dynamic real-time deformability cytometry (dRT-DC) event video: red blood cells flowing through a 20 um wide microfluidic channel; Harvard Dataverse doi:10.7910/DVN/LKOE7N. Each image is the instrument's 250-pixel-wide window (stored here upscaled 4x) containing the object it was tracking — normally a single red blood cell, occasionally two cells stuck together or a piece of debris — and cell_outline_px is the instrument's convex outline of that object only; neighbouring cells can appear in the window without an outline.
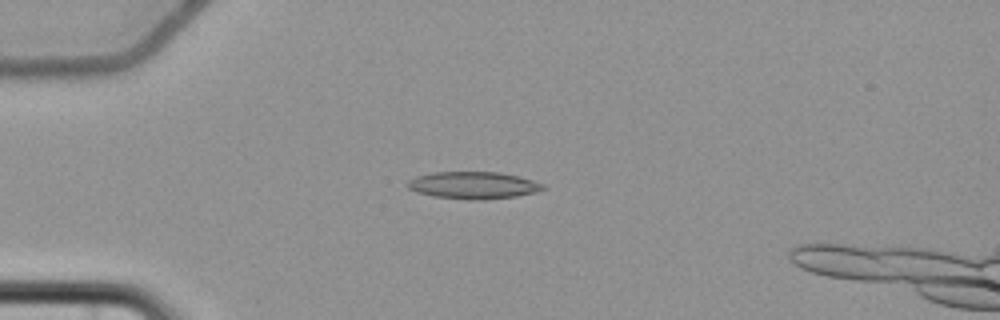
{"species": "common noctule bat (a hibernating species)", "species_latin": "Nyctalus noctula", "temperature_condition": "cold", "stored_images_in_passage": 6, "camera_frame_rate_fps": 3000, "um_per_image_px": 0.085, "animal": {"sex": "female", "body_mass_g": 22.7, "forearm_length_mm": 54.2}, "frame": {"image": 1, "passage_image": 3, "time_ms": 2.333, "image_size_px": [1000, 320], "cell_outline_px": [[548, 188], [536, 192], [516, 196], [484, 200], [472, 200], [432, 196], [416, 192], [408, 188], [404, 184], [408, 180], [416, 176], [432, 172], [500, 172], [532, 180], [544, 184]], "centroid_in_image_um": [40.21, 15.75], "position_along_channel_um": 44.8, "area_um2": 21.62}}
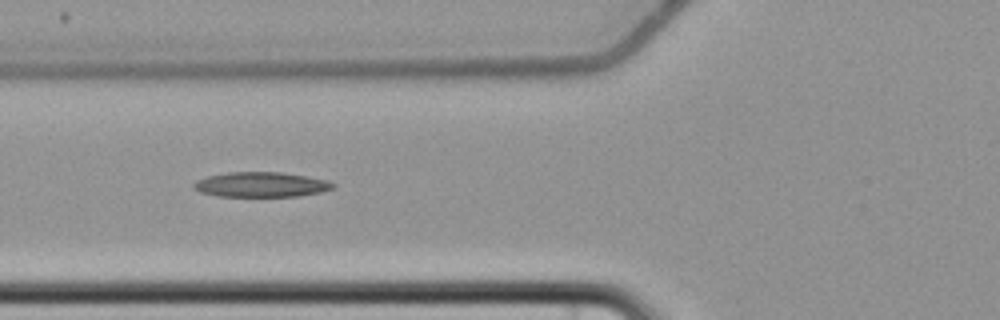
{"frame": {"image": 2, "passage_image": 5, "time_ms": 4.667, "image_size_px": [1000, 320], "cell_outline_px": [[336, 188], [320, 192], [300, 196], [220, 196], [200, 192], [192, 188], [192, 184], [196, 180], [208, 176], [228, 172], [280, 172], [328, 180], [336, 184]], "centroid_in_image_um": [22.2, 15.69], "position_along_channel_um": 103.6, "area_um2": 20.29}}
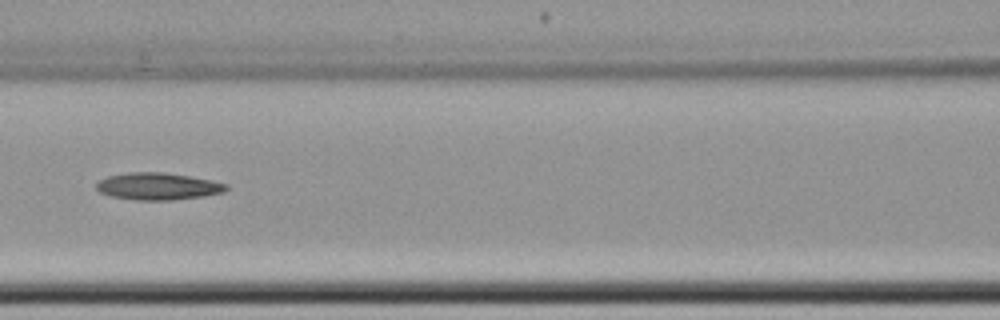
{"frame": {"image": 3, "passage_image": 6, "time_ms": 6.0, "image_size_px": [1000, 320], "cell_outline_px": [[228, 188], [224, 192], [204, 196], [172, 200], [136, 200], [112, 196], [100, 192], [96, 188], [96, 184], [100, 180], [108, 176], [128, 172], [164, 172], [212, 180], [228, 184]], "centroid_in_image_um": [13.44, 15.83], "position_along_channel_um": 153.2, "area_um2": 20.46}}